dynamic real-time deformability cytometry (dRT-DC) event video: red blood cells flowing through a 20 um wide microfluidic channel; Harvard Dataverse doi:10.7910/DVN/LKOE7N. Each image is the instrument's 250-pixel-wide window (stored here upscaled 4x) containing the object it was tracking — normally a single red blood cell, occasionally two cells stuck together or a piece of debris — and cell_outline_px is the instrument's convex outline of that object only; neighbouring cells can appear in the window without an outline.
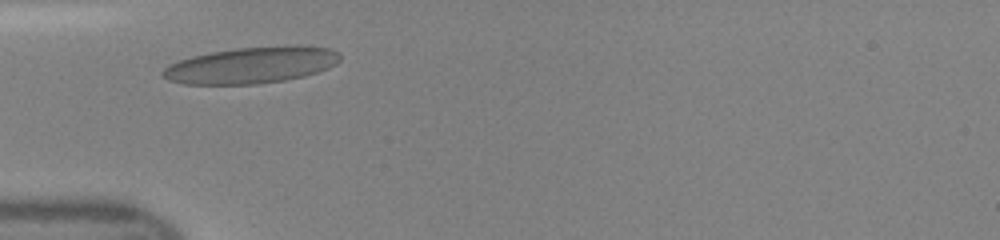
{"species": "human", "species_latin": "Homo sapiens", "temperature_condition": "room temperature", "stored_images_in_passage": 36, "camera_frame_rate_fps": 3000, "um_per_image_px": 0.085, "donor": {"sex": "female"}, "frame": {"image": 1, "passage_image": 4, "time_ms": 1.0, "image_size_px": [1000, 240], "cell_outline_px": [[340, 60], [336, 64], [328, 68], [304, 76], [284, 80], [256, 84], [184, 84], [168, 80], [160, 72], [168, 64], [192, 56], [212, 52], [236, 48], [328, 48], [340, 52]], "centroid_in_image_um": [21.28, 5.58], "position_along_channel_um": 63.7, "area_um2": 36.47}}
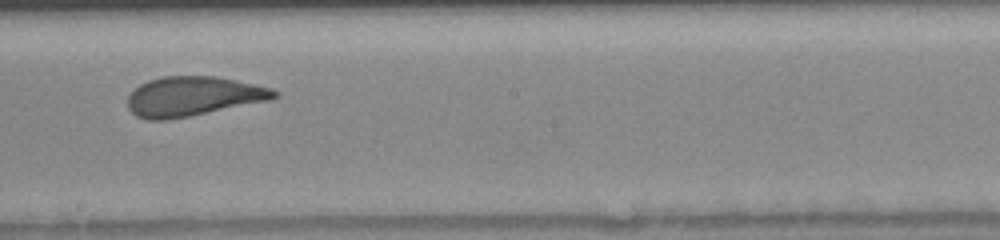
{"frame": {"image": 2, "passage_image": 16, "time_ms": 5.0, "image_size_px": [1000, 240], "cell_outline_px": [[280, 96], [272, 100], [168, 120], [148, 120], [136, 116], [128, 108], [128, 96], [140, 84], [148, 80], [164, 76], [216, 76], [236, 80], [272, 88], [280, 92]], "centroid_in_image_um": [16.45, 8.19], "position_along_channel_um": 231.7, "area_um2": 33.93}}
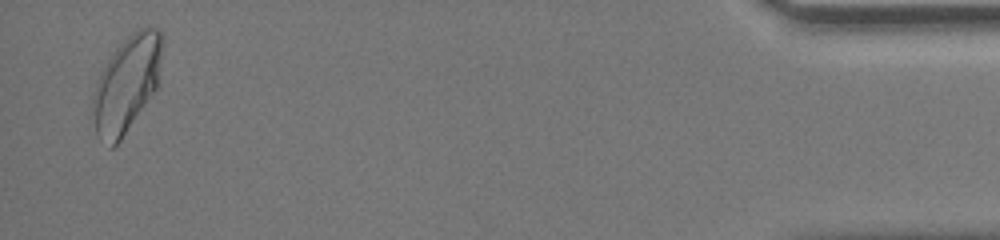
{"frame": {"image": 3, "passage_image": 35, "time_ms": 11.333, "image_size_px": [1000, 240], "cell_outline_px": [[164, 44], [160, 80], [156, 88], [120, 140], [112, 148], [108, 148], [96, 132], [92, 104], [92, 96], [96, 80], [100, 72], [116, 48], [132, 32], [140, 28], [156, 28], [164, 36]], "centroid_in_image_um": [10.79, 7.09], "position_along_channel_um": 424.4, "area_um2": 38.9}}